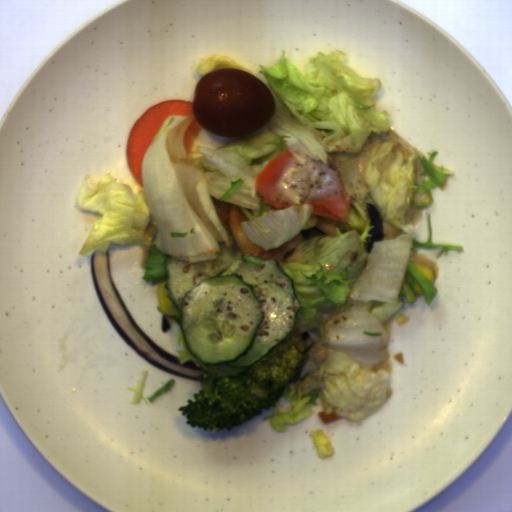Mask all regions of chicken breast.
<instances>
[{
	"label": "chicken breast",
	"mask_w": 512,
	"mask_h": 512,
	"mask_svg": "<svg viewBox=\"0 0 512 512\" xmlns=\"http://www.w3.org/2000/svg\"><path fill=\"white\" fill-rule=\"evenodd\" d=\"M211 200L222 228L232 235L243 254H251L254 257H264L265 259L275 258L279 262L286 261L304 240L319 236L336 237L337 235L336 222L318 216L311 217L304 231L294 235L278 248L265 250L253 244L242 229V222L248 219L243 207L234 202L221 201L213 196Z\"/></svg>",
	"instance_id": "cb542c10"
}]
</instances>
